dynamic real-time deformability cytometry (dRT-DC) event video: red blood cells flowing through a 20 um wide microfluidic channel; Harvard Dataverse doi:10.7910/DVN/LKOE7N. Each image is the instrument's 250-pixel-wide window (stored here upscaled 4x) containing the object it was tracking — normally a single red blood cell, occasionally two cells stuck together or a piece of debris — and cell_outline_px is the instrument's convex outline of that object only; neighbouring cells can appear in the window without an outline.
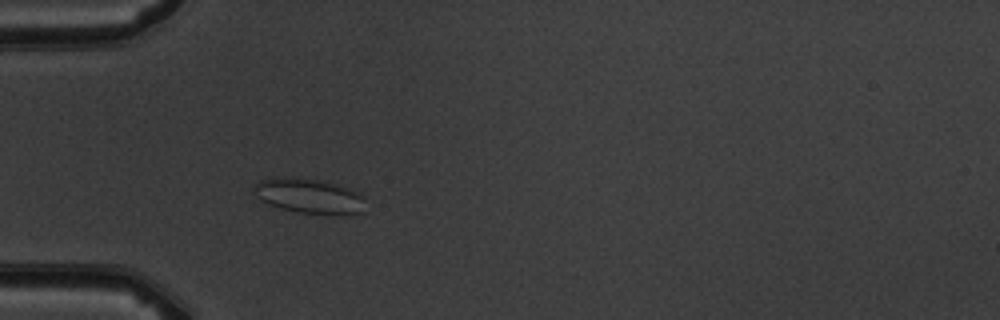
{"species": "common noctule bat (a hibernating species)", "species_latin": "Nyctalus noctula", "temperature_condition": "warm", "stored_images_in_passage": 2, "camera_frame_rate_fps": 3000, "um_per_image_px": 0.085, "animal": {"sex": "male", "body_mass_g": 19.5, "forearm_length_mm": 54.6}, "frame": {"image": 1, "passage_image": 2, "time_ms": 1.0, "image_size_px": [1000, 320], "cell_outline_px": [[364, 212], [296, 212], [280, 208], [268, 204], [260, 200], [252, 192], [252, 184], [260, 180], [276, 176], [292, 176], [324, 180], [360, 192], [364, 196]], "centroid_in_image_um": [26.17, 16.59], "position_along_channel_um": 58.8, "area_um2": 22.72}}